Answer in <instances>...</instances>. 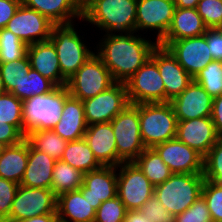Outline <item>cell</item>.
Masks as SVG:
<instances>
[{
  "instance_id": "484cf974",
  "label": "cell",
  "mask_w": 222,
  "mask_h": 222,
  "mask_svg": "<svg viewBox=\"0 0 222 222\" xmlns=\"http://www.w3.org/2000/svg\"><path fill=\"white\" fill-rule=\"evenodd\" d=\"M56 211L60 222H94L96 217V210L79 189L58 195Z\"/></svg>"
},
{
  "instance_id": "f907efd6",
  "label": "cell",
  "mask_w": 222,
  "mask_h": 222,
  "mask_svg": "<svg viewBox=\"0 0 222 222\" xmlns=\"http://www.w3.org/2000/svg\"><path fill=\"white\" fill-rule=\"evenodd\" d=\"M125 222H150L139 210L127 211Z\"/></svg>"
},
{
  "instance_id": "ee69618b",
  "label": "cell",
  "mask_w": 222,
  "mask_h": 222,
  "mask_svg": "<svg viewBox=\"0 0 222 222\" xmlns=\"http://www.w3.org/2000/svg\"><path fill=\"white\" fill-rule=\"evenodd\" d=\"M19 184L0 177V222H4L10 214Z\"/></svg>"
},
{
  "instance_id": "8d00e7d4",
  "label": "cell",
  "mask_w": 222,
  "mask_h": 222,
  "mask_svg": "<svg viewBox=\"0 0 222 222\" xmlns=\"http://www.w3.org/2000/svg\"><path fill=\"white\" fill-rule=\"evenodd\" d=\"M27 54V45L6 28L0 29V63L17 61Z\"/></svg>"
},
{
  "instance_id": "7dc6e473",
  "label": "cell",
  "mask_w": 222,
  "mask_h": 222,
  "mask_svg": "<svg viewBox=\"0 0 222 222\" xmlns=\"http://www.w3.org/2000/svg\"><path fill=\"white\" fill-rule=\"evenodd\" d=\"M21 3L22 0H0V29L6 27Z\"/></svg>"
},
{
  "instance_id": "ba28073f",
  "label": "cell",
  "mask_w": 222,
  "mask_h": 222,
  "mask_svg": "<svg viewBox=\"0 0 222 222\" xmlns=\"http://www.w3.org/2000/svg\"><path fill=\"white\" fill-rule=\"evenodd\" d=\"M117 155L133 162L145 149L140 134L139 104H128L112 121Z\"/></svg>"
},
{
  "instance_id": "cb8c5ba5",
  "label": "cell",
  "mask_w": 222,
  "mask_h": 222,
  "mask_svg": "<svg viewBox=\"0 0 222 222\" xmlns=\"http://www.w3.org/2000/svg\"><path fill=\"white\" fill-rule=\"evenodd\" d=\"M22 3L55 25L74 23L73 18L82 19L83 15L81 0H22Z\"/></svg>"
},
{
  "instance_id": "8fae6325",
  "label": "cell",
  "mask_w": 222,
  "mask_h": 222,
  "mask_svg": "<svg viewBox=\"0 0 222 222\" xmlns=\"http://www.w3.org/2000/svg\"><path fill=\"white\" fill-rule=\"evenodd\" d=\"M125 84L129 104L165 102L164 82L151 58Z\"/></svg>"
},
{
  "instance_id": "e0dca14e",
  "label": "cell",
  "mask_w": 222,
  "mask_h": 222,
  "mask_svg": "<svg viewBox=\"0 0 222 222\" xmlns=\"http://www.w3.org/2000/svg\"><path fill=\"white\" fill-rule=\"evenodd\" d=\"M176 5L174 0H137L136 32L143 29L157 30L156 42L167 33Z\"/></svg>"
},
{
  "instance_id": "44dd1931",
  "label": "cell",
  "mask_w": 222,
  "mask_h": 222,
  "mask_svg": "<svg viewBox=\"0 0 222 222\" xmlns=\"http://www.w3.org/2000/svg\"><path fill=\"white\" fill-rule=\"evenodd\" d=\"M102 166L117 167L124 161L117 155L111 122L89 125L83 137Z\"/></svg>"
},
{
  "instance_id": "8992f818",
  "label": "cell",
  "mask_w": 222,
  "mask_h": 222,
  "mask_svg": "<svg viewBox=\"0 0 222 222\" xmlns=\"http://www.w3.org/2000/svg\"><path fill=\"white\" fill-rule=\"evenodd\" d=\"M49 40L55 46L61 74L66 80L94 54L82 42L73 23L54 25Z\"/></svg>"
},
{
  "instance_id": "4fadbf2b",
  "label": "cell",
  "mask_w": 222,
  "mask_h": 222,
  "mask_svg": "<svg viewBox=\"0 0 222 222\" xmlns=\"http://www.w3.org/2000/svg\"><path fill=\"white\" fill-rule=\"evenodd\" d=\"M158 44L166 47L193 79L214 60L209 51L206 33L181 40L159 41Z\"/></svg>"
},
{
  "instance_id": "d6986e66",
  "label": "cell",
  "mask_w": 222,
  "mask_h": 222,
  "mask_svg": "<svg viewBox=\"0 0 222 222\" xmlns=\"http://www.w3.org/2000/svg\"><path fill=\"white\" fill-rule=\"evenodd\" d=\"M117 169L114 166H102L84 174L79 190L95 210L103 202L117 196Z\"/></svg>"
},
{
  "instance_id": "f6af8a7d",
  "label": "cell",
  "mask_w": 222,
  "mask_h": 222,
  "mask_svg": "<svg viewBox=\"0 0 222 222\" xmlns=\"http://www.w3.org/2000/svg\"><path fill=\"white\" fill-rule=\"evenodd\" d=\"M25 137L26 136L16 126L0 122V141L6 146L19 144Z\"/></svg>"
},
{
  "instance_id": "2e32d148",
  "label": "cell",
  "mask_w": 222,
  "mask_h": 222,
  "mask_svg": "<svg viewBox=\"0 0 222 222\" xmlns=\"http://www.w3.org/2000/svg\"><path fill=\"white\" fill-rule=\"evenodd\" d=\"M153 148L172 173L203 174L204 157L176 138L157 144Z\"/></svg>"
},
{
  "instance_id": "ab89813d",
  "label": "cell",
  "mask_w": 222,
  "mask_h": 222,
  "mask_svg": "<svg viewBox=\"0 0 222 222\" xmlns=\"http://www.w3.org/2000/svg\"><path fill=\"white\" fill-rule=\"evenodd\" d=\"M126 213L125 205L115 196L98 207L94 222H125Z\"/></svg>"
},
{
  "instance_id": "9c48e42d",
  "label": "cell",
  "mask_w": 222,
  "mask_h": 222,
  "mask_svg": "<svg viewBox=\"0 0 222 222\" xmlns=\"http://www.w3.org/2000/svg\"><path fill=\"white\" fill-rule=\"evenodd\" d=\"M117 196L127 211L139 210L154 195L153 184L145 177L138 165L123 162L117 166Z\"/></svg>"
},
{
  "instance_id": "d590c367",
  "label": "cell",
  "mask_w": 222,
  "mask_h": 222,
  "mask_svg": "<svg viewBox=\"0 0 222 222\" xmlns=\"http://www.w3.org/2000/svg\"><path fill=\"white\" fill-rule=\"evenodd\" d=\"M194 81L201 85L212 98L220 96L222 94V61L210 62L196 75Z\"/></svg>"
},
{
  "instance_id": "5bb4252c",
  "label": "cell",
  "mask_w": 222,
  "mask_h": 222,
  "mask_svg": "<svg viewBox=\"0 0 222 222\" xmlns=\"http://www.w3.org/2000/svg\"><path fill=\"white\" fill-rule=\"evenodd\" d=\"M54 25L46 16L21 3L5 28L28 46L48 41Z\"/></svg>"
},
{
  "instance_id": "b9f144b4",
  "label": "cell",
  "mask_w": 222,
  "mask_h": 222,
  "mask_svg": "<svg viewBox=\"0 0 222 222\" xmlns=\"http://www.w3.org/2000/svg\"><path fill=\"white\" fill-rule=\"evenodd\" d=\"M139 211L150 222H175V215L167 211L154 195L143 204Z\"/></svg>"
},
{
  "instance_id": "681fc988",
  "label": "cell",
  "mask_w": 222,
  "mask_h": 222,
  "mask_svg": "<svg viewBox=\"0 0 222 222\" xmlns=\"http://www.w3.org/2000/svg\"><path fill=\"white\" fill-rule=\"evenodd\" d=\"M18 222H60V220L57 214H45V215L34 216Z\"/></svg>"
},
{
  "instance_id": "60d3db41",
  "label": "cell",
  "mask_w": 222,
  "mask_h": 222,
  "mask_svg": "<svg viewBox=\"0 0 222 222\" xmlns=\"http://www.w3.org/2000/svg\"><path fill=\"white\" fill-rule=\"evenodd\" d=\"M196 9L208 29L222 28V0H200Z\"/></svg>"
},
{
  "instance_id": "f35d334b",
  "label": "cell",
  "mask_w": 222,
  "mask_h": 222,
  "mask_svg": "<svg viewBox=\"0 0 222 222\" xmlns=\"http://www.w3.org/2000/svg\"><path fill=\"white\" fill-rule=\"evenodd\" d=\"M201 196L210 211L212 221H222V185L205 180Z\"/></svg>"
},
{
  "instance_id": "816d5d0a",
  "label": "cell",
  "mask_w": 222,
  "mask_h": 222,
  "mask_svg": "<svg viewBox=\"0 0 222 222\" xmlns=\"http://www.w3.org/2000/svg\"><path fill=\"white\" fill-rule=\"evenodd\" d=\"M200 0H174L176 8H196Z\"/></svg>"
},
{
  "instance_id": "5b68a950",
  "label": "cell",
  "mask_w": 222,
  "mask_h": 222,
  "mask_svg": "<svg viewBox=\"0 0 222 222\" xmlns=\"http://www.w3.org/2000/svg\"><path fill=\"white\" fill-rule=\"evenodd\" d=\"M140 134L146 148L175 139L177 117L169 102L139 104Z\"/></svg>"
},
{
  "instance_id": "277c9868",
  "label": "cell",
  "mask_w": 222,
  "mask_h": 222,
  "mask_svg": "<svg viewBox=\"0 0 222 222\" xmlns=\"http://www.w3.org/2000/svg\"><path fill=\"white\" fill-rule=\"evenodd\" d=\"M69 95L66 86H57L46 95H36L24 100V135L34 130H52L60 120L65 99Z\"/></svg>"
},
{
  "instance_id": "52a82bcc",
  "label": "cell",
  "mask_w": 222,
  "mask_h": 222,
  "mask_svg": "<svg viewBox=\"0 0 222 222\" xmlns=\"http://www.w3.org/2000/svg\"><path fill=\"white\" fill-rule=\"evenodd\" d=\"M114 83L109 69L94 53L67 80L66 88L71 96L83 101L107 90Z\"/></svg>"
},
{
  "instance_id": "e575fe53",
  "label": "cell",
  "mask_w": 222,
  "mask_h": 222,
  "mask_svg": "<svg viewBox=\"0 0 222 222\" xmlns=\"http://www.w3.org/2000/svg\"><path fill=\"white\" fill-rule=\"evenodd\" d=\"M0 122L16 126L24 134L23 101L10 92L0 95Z\"/></svg>"
},
{
  "instance_id": "9a60e30c",
  "label": "cell",
  "mask_w": 222,
  "mask_h": 222,
  "mask_svg": "<svg viewBox=\"0 0 222 222\" xmlns=\"http://www.w3.org/2000/svg\"><path fill=\"white\" fill-rule=\"evenodd\" d=\"M150 58L157 64L165 87V102L179 96L194 80L164 46L157 45Z\"/></svg>"
},
{
  "instance_id": "1f68e13d",
  "label": "cell",
  "mask_w": 222,
  "mask_h": 222,
  "mask_svg": "<svg viewBox=\"0 0 222 222\" xmlns=\"http://www.w3.org/2000/svg\"><path fill=\"white\" fill-rule=\"evenodd\" d=\"M84 173L59 160L53 168L51 190L56 196L79 189L83 184Z\"/></svg>"
},
{
  "instance_id": "7c38bea8",
  "label": "cell",
  "mask_w": 222,
  "mask_h": 222,
  "mask_svg": "<svg viewBox=\"0 0 222 222\" xmlns=\"http://www.w3.org/2000/svg\"><path fill=\"white\" fill-rule=\"evenodd\" d=\"M82 102L88 126L111 122L129 104L126 84L115 82L107 90Z\"/></svg>"
},
{
  "instance_id": "f5cc1de1",
  "label": "cell",
  "mask_w": 222,
  "mask_h": 222,
  "mask_svg": "<svg viewBox=\"0 0 222 222\" xmlns=\"http://www.w3.org/2000/svg\"><path fill=\"white\" fill-rule=\"evenodd\" d=\"M6 89L4 87L3 79H2V74L0 71V95L6 93Z\"/></svg>"
},
{
  "instance_id": "6da1fadb",
  "label": "cell",
  "mask_w": 222,
  "mask_h": 222,
  "mask_svg": "<svg viewBox=\"0 0 222 222\" xmlns=\"http://www.w3.org/2000/svg\"><path fill=\"white\" fill-rule=\"evenodd\" d=\"M97 55L115 82L125 83L151 56L158 42L134 33L105 34Z\"/></svg>"
},
{
  "instance_id": "7bdbcfd3",
  "label": "cell",
  "mask_w": 222,
  "mask_h": 222,
  "mask_svg": "<svg viewBox=\"0 0 222 222\" xmlns=\"http://www.w3.org/2000/svg\"><path fill=\"white\" fill-rule=\"evenodd\" d=\"M175 222H212L204 198H198L188 209L175 216Z\"/></svg>"
},
{
  "instance_id": "30bf717a",
  "label": "cell",
  "mask_w": 222,
  "mask_h": 222,
  "mask_svg": "<svg viewBox=\"0 0 222 222\" xmlns=\"http://www.w3.org/2000/svg\"><path fill=\"white\" fill-rule=\"evenodd\" d=\"M57 196L51 189L19 185L9 217L4 222H18L34 216L57 214Z\"/></svg>"
},
{
  "instance_id": "7a4b0ae2",
  "label": "cell",
  "mask_w": 222,
  "mask_h": 222,
  "mask_svg": "<svg viewBox=\"0 0 222 222\" xmlns=\"http://www.w3.org/2000/svg\"><path fill=\"white\" fill-rule=\"evenodd\" d=\"M82 20L106 34L135 33L137 0H81Z\"/></svg>"
},
{
  "instance_id": "c3c4849f",
  "label": "cell",
  "mask_w": 222,
  "mask_h": 222,
  "mask_svg": "<svg viewBox=\"0 0 222 222\" xmlns=\"http://www.w3.org/2000/svg\"><path fill=\"white\" fill-rule=\"evenodd\" d=\"M211 119L218 137L222 138V94L213 98Z\"/></svg>"
},
{
  "instance_id": "f546056e",
  "label": "cell",
  "mask_w": 222,
  "mask_h": 222,
  "mask_svg": "<svg viewBox=\"0 0 222 222\" xmlns=\"http://www.w3.org/2000/svg\"><path fill=\"white\" fill-rule=\"evenodd\" d=\"M134 162L153 186L164 183L173 174L154 148H146Z\"/></svg>"
},
{
  "instance_id": "d4e9b609",
  "label": "cell",
  "mask_w": 222,
  "mask_h": 222,
  "mask_svg": "<svg viewBox=\"0 0 222 222\" xmlns=\"http://www.w3.org/2000/svg\"><path fill=\"white\" fill-rule=\"evenodd\" d=\"M55 162L51 156L34 149L28 142V162L20 185L51 189Z\"/></svg>"
},
{
  "instance_id": "ffe728a7",
  "label": "cell",
  "mask_w": 222,
  "mask_h": 222,
  "mask_svg": "<svg viewBox=\"0 0 222 222\" xmlns=\"http://www.w3.org/2000/svg\"><path fill=\"white\" fill-rule=\"evenodd\" d=\"M169 103L177 120L211 117L212 114L213 98L194 80L179 96Z\"/></svg>"
},
{
  "instance_id": "603a6c76",
  "label": "cell",
  "mask_w": 222,
  "mask_h": 222,
  "mask_svg": "<svg viewBox=\"0 0 222 222\" xmlns=\"http://www.w3.org/2000/svg\"><path fill=\"white\" fill-rule=\"evenodd\" d=\"M87 127L83 102L69 95L65 99L60 120L52 130L62 139L77 141L84 137Z\"/></svg>"
},
{
  "instance_id": "83f0119b",
  "label": "cell",
  "mask_w": 222,
  "mask_h": 222,
  "mask_svg": "<svg viewBox=\"0 0 222 222\" xmlns=\"http://www.w3.org/2000/svg\"><path fill=\"white\" fill-rule=\"evenodd\" d=\"M28 162V141L7 146L0 154V177L20 185Z\"/></svg>"
},
{
  "instance_id": "74e56055",
  "label": "cell",
  "mask_w": 222,
  "mask_h": 222,
  "mask_svg": "<svg viewBox=\"0 0 222 222\" xmlns=\"http://www.w3.org/2000/svg\"><path fill=\"white\" fill-rule=\"evenodd\" d=\"M203 175L205 180L222 185V138L217 140L204 157Z\"/></svg>"
},
{
  "instance_id": "836d02e7",
  "label": "cell",
  "mask_w": 222,
  "mask_h": 222,
  "mask_svg": "<svg viewBox=\"0 0 222 222\" xmlns=\"http://www.w3.org/2000/svg\"><path fill=\"white\" fill-rule=\"evenodd\" d=\"M30 68L31 64L27 54L17 61L0 63V71L6 91L11 93L13 90H20V83Z\"/></svg>"
},
{
  "instance_id": "3957f363",
  "label": "cell",
  "mask_w": 222,
  "mask_h": 222,
  "mask_svg": "<svg viewBox=\"0 0 222 222\" xmlns=\"http://www.w3.org/2000/svg\"><path fill=\"white\" fill-rule=\"evenodd\" d=\"M204 181L203 174L173 173L164 183L154 186V196L176 216L201 197Z\"/></svg>"
},
{
  "instance_id": "d6a6232c",
  "label": "cell",
  "mask_w": 222,
  "mask_h": 222,
  "mask_svg": "<svg viewBox=\"0 0 222 222\" xmlns=\"http://www.w3.org/2000/svg\"><path fill=\"white\" fill-rule=\"evenodd\" d=\"M56 87L51 80L30 68L20 83V90H13L11 93L18 99L24 101L32 96L46 95Z\"/></svg>"
},
{
  "instance_id": "db71d44e",
  "label": "cell",
  "mask_w": 222,
  "mask_h": 222,
  "mask_svg": "<svg viewBox=\"0 0 222 222\" xmlns=\"http://www.w3.org/2000/svg\"><path fill=\"white\" fill-rule=\"evenodd\" d=\"M7 146L0 141V154L4 151V149L6 148Z\"/></svg>"
},
{
  "instance_id": "4316f807",
  "label": "cell",
  "mask_w": 222,
  "mask_h": 222,
  "mask_svg": "<svg viewBox=\"0 0 222 222\" xmlns=\"http://www.w3.org/2000/svg\"><path fill=\"white\" fill-rule=\"evenodd\" d=\"M208 28L196 8H175L172 22L160 41H175L204 35Z\"/></svg>"
},
{
  "instance_id": "ac0fdd59",
  "label": "cell",
  "mask_w": 222,
  "mask_h": 222,
  "mask_svg": "<svg viewBox=\"0 0 222 222\" xmlns=\"http://www.w3.org/2000/svg\"><path fill=\"white\" fill-rule=\"evenodd\" d=\"M205 157L219 139L211 117L178 120L176 137Z\"/></svg>"
},
{
  "instance_id": "7402d4cb",
  "label": "cell",
  "mask_w": 222,
  "mask_h": 222,
  "mask_svg": "<svg viewBox=\"0 0 222 222\" xmlns=\"http://www.w3.org/2000/svg\"><path fill=\"white\" fill-rule=\"evenodd\" d=\"M27 55L32 69L51 80L56 86H66L67 80L61 74L55 46L50 40L28 45Z\"/></svg>"
},
{
  "instance_id": "4dcf8cb0",
  "label": "cell",
  "mask_w": 222,
  "mask_h": 222,
  "mask_svg": "<svg viewBox=\"0 0 222 222\" xmlns=\"http://www.w3.org/2000/svg\"><path fill=\"white\" fill-rule=\"evenodd\" d=\"M25 139L36 150L51 156L54 160H61L68 141L62 139L53 130H34L26 134Z\"/></svg>"
},
{
  "instance_id": "bcb514c9",
  "label": "cell",
  "mask_w": 222,
  "mask_h": 222,
  "mask_svg": "<svg viewBox=\"0 0 222 222\" xmlns=\"http://www.w3.org/2000/svg\"><path fill=\"white\" fill-rule=\"evenodd\" d=\"M206 39L213 59L222 61V28L207 29Z\"/></svg>"
},
{
  "instance_id": "f1b7e54d",
  "label": "cell",
  "mask_w": 222,
  "mask_h": 222,
  "mask_svg": "<svg viewBox=\"0 0 222 222\" xmlns=\"http://www.w3.org/2000/svg\"><path fill=\"white\" fill-rule=\"evenodd\" d=\"M61 161L84 174L102 167L84 138L77 141H68Z\"/></svg>"
}]
</instances>
